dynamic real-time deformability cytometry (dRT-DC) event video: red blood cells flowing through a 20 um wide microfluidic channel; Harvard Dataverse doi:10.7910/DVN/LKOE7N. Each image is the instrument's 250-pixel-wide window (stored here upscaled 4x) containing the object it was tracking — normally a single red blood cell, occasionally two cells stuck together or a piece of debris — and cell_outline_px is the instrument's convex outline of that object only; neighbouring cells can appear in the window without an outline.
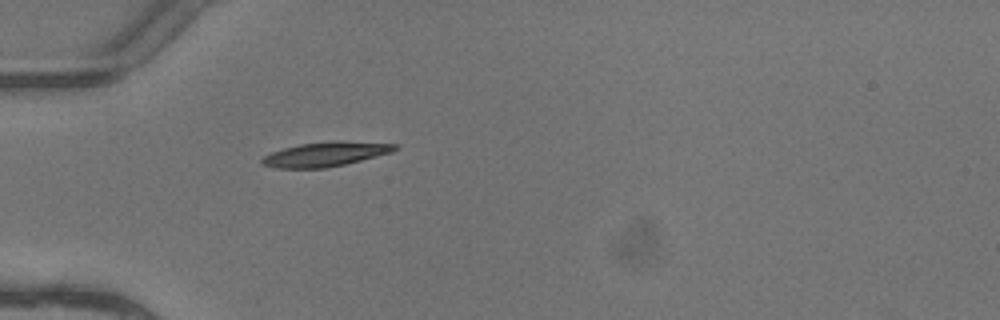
{"species": "common noctule bat (a hibernating species)", "species_latin": "Nyctalus noctula", "temperature_condition": "warm", "stored_images_in_passage": 1, "camera_frame_rate_fps": 3000, "um_per_image_px": 0.085, "animal": {"sex": "female"}, "frame": {"image": 1, "passage_image": 1, "time_ms": 0.0, "image_size_px": [1000, 320], "cell_outline_px": [[400, 148], [392, 152], [344, 164], [324, 168], [276, 168], [264, 164], [260, 160], [264, 156], [272, 152], [284, 148], [300, 144], [332, 140], [340, 140], [396, 144]], "centroid_in_image_um": [27.69, 13.09], "position_along_channel_um": 57.3, "area_um2": 18.84}}